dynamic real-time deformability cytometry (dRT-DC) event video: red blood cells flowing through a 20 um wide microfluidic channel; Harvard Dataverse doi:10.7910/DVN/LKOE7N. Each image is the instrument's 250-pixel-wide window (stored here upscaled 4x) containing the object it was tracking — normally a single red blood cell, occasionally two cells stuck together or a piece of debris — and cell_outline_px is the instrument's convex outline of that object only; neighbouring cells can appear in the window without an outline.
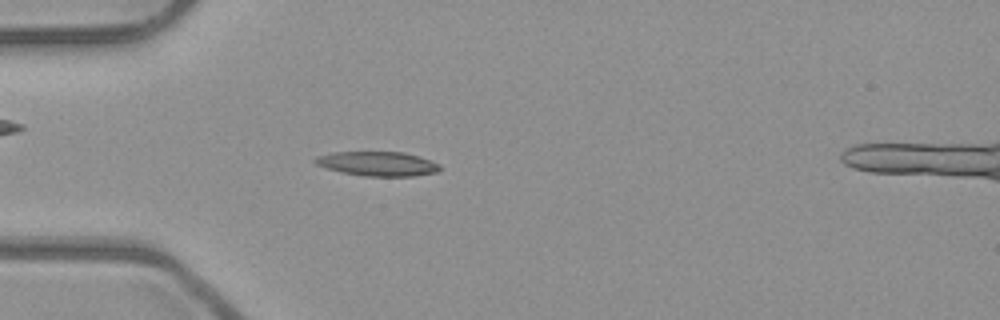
{"species": "common noctule bat (a hibernating species)", "species_latin": "Nyctalus noctula", "temperature_condition": "room temperature", "stored_images_in_passage": 5, "camera_frame_rate_fps": 3000, "um_per_image_px": 0.085, "animal": {"sex": "male", "body_mass_g": 23.1, "forearm_length_mm": 52.7}, "frame": {"image": 1, "passage_image": 4, "time_ms": 1.0, "image_size_px": [1000, 320], "cell_outline_px": [[440, 172], [416, 176], [364, 176], [340, 172], [316, 164], [312, 160], [316, 156], [332, 152], [404, 152], [440, 164]], "centroid_in_image_um": [32.09, 13.92], "position_along_channel_um": 52.9, "area_um2": 17.74}}